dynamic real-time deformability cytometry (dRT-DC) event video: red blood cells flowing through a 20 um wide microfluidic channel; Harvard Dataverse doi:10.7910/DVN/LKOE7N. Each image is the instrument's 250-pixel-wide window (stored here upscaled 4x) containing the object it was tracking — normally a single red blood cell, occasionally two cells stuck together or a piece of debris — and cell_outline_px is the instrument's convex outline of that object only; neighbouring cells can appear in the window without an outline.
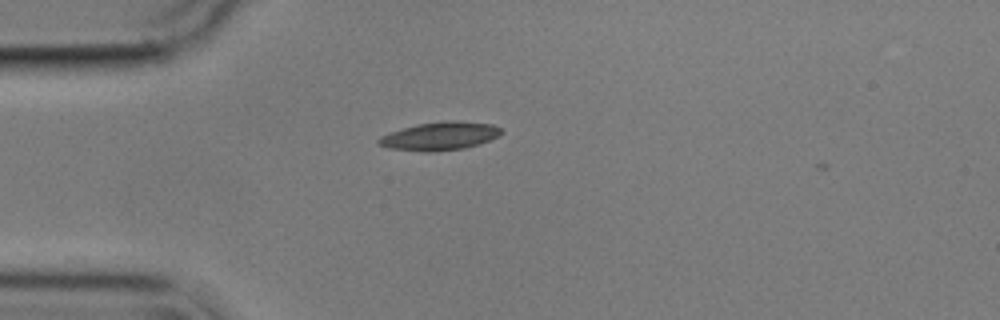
{"species": "common noctule bat (a hibernating species)", "species_latin": "Nyctalus noctula", "temperature_condition": "cold", "stored_images_in_passage": 3, "camera_frame_rate_fps": 3000, "um_per_image_px": 0.085, "animal": {"sex": "male", "body_mass_g": 17.9}, "frame": {"image": 1, "passage_image": 1, "time_ms": 0.0, "image_size_px": [1000, 320], "cell_outline_px": [[504, 132], [500, 136], [464, 148], [428, 152], [424, 152], [388, 148], [376, 144], [376, 140], [380, 136], [416, 124], [452, 120], [456, 120], [492, 124], [500, 128]], "centroid_in_image_um": [37.37, 11.56], "position_along_channel_um": 47.6, "area_um2": 20.11}}